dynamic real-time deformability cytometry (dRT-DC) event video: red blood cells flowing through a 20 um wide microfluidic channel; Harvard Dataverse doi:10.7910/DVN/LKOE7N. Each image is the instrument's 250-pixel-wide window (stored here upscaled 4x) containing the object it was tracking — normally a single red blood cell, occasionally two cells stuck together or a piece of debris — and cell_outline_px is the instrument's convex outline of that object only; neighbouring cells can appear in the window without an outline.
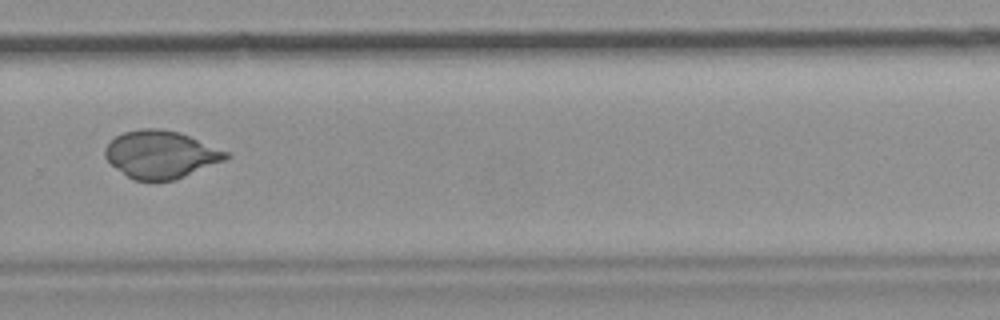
{"species": "common noctule bat (a hibernating species)", "species_latin": "Nyctalus noctula", "temperature_condition": "room temperature", "stored_images_in_passage": 8, "camera_frame_rate_fps": 3000, "um_per_image_px": 0.085, "animal": {"sex": "female", "body_mass_g": 19.9}, "frame": {"image": 1, "passage_image": 8, "time_ms": 2.333, "image_size_px": [1000, 320], "cell_outline_px": [[232, 156], [224, 160], [176, 180], [132, 180], [112, 164], [104, 156], [104, 148], [116, 136], [124, 132], [140, 128], [160, 128], [180, 132], [228, 152]], "centroid_in_image_um": [13.66, 13.12], "position_along_channel_um": 316.1, "area_um2": 33.35}}